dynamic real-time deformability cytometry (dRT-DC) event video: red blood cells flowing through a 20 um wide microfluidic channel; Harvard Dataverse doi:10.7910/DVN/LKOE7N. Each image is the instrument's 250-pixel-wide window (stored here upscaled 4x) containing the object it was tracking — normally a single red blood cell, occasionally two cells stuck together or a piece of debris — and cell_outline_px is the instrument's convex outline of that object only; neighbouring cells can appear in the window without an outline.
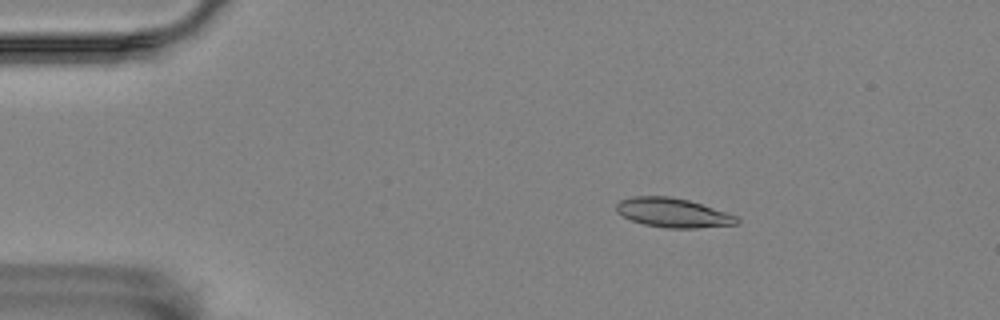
{"species": "Egyptian fruit bat (a non-hibernating species)", "species_latin": "Rousettus aegyptiacus", "temperature_condition": "room temperature", "stored_images_in_passage": 57, "camera_frame_rate_fps": 3000, "um_per_image_px": 0.085, "animal": {"sex": "female"}, "frame": {"image": 1, "passage_image": 10, "time_ms": 3.0, "image_size_px": [1000, 320], "cell_outline_px": [[740, 220], [736, 224], [696, 228], [668, 228], [644, 224], [632, 220], [616, 212], [616, 204], [620, 200], [632, 196], [668, 196], [688, 200], [736, 216]], "centroid_in_image_um": [57.16, 18.08], "position_along_channel_um": 27.8, "area_um2": 20.23}}
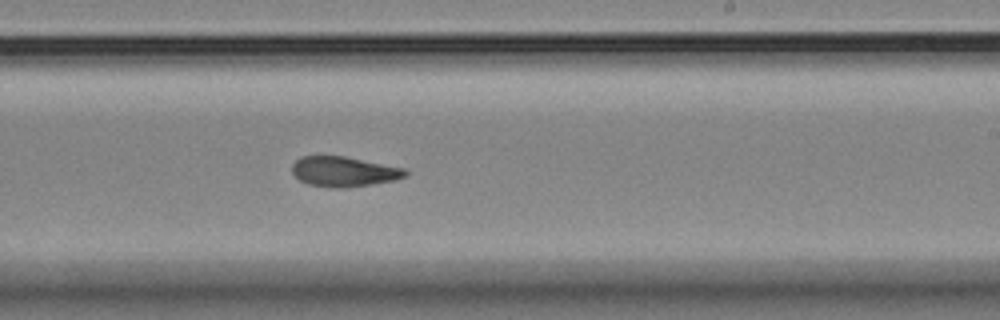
{"frame": {"image": 2, "passage_image": 35, "time_ms": 11.333, "image_size_px": [1000, 320], "cell_outline_px": [[408, 176], [396, 180], [372, 184], [344, 188], [332, 188], [308, 184], [300, 180], [292, 172], [292, 164], [300, 156], [344, 156], [404, 168], [408, 172]], "centroid_in_image_um": [29.24, 14.59], "position_along_channel_um": 259.8, "area_um2": 19.88}}
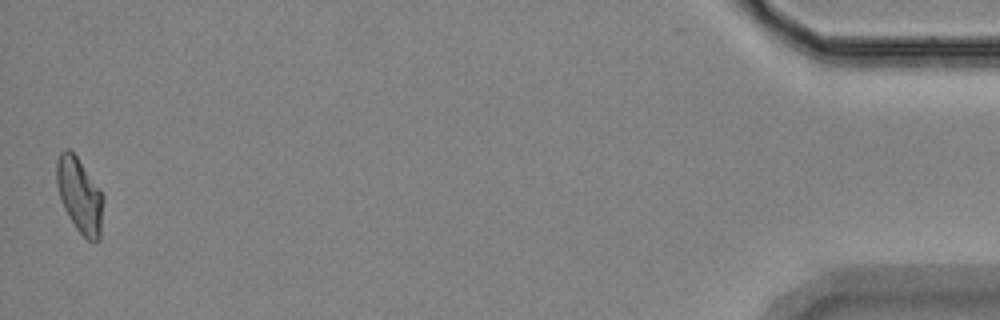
{"frame": {"image": 3, "passage_image": 57, "time_ms": 18.667, "image_size_px": [1000, 320], "cell_outline_px": [[104, 200], [100, 240], [88, 240], [76, 228], [68, 216], [60, 200], [56, 184], [56, 160], [60, 152], [68, 148], [76, 156], [104, 196]], "centroid_in_image_um": [6.76, 16.61], "position_along_channel_um": 428.4, "area_um2": 20.29}, "authors_computed_cell_mechanics": {"area_um2": 20.0566, "velocity_mm_per_s": 3.4946, "shape_relaxation_time_tau1_ms": null, "shape_relaxation_time_tau2_ms": 3.6795, "deformation_change_tau1": null, "deformation_change_tau2": 0.108}}